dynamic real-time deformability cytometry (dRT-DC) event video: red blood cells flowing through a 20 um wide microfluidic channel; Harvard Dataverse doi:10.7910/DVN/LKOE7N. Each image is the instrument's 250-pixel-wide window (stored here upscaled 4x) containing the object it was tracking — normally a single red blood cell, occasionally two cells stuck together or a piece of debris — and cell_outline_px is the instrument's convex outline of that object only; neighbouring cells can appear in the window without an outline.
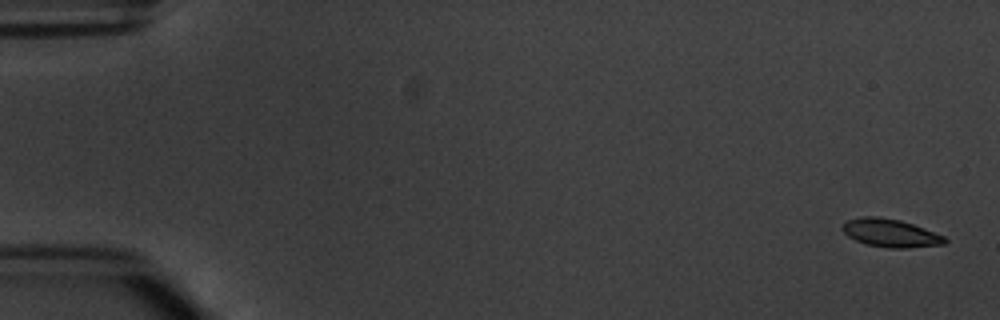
{"species": "common noctule bat (a hibernating species)", "species_latin": "Nyctalus noctula", "temperature_condition": "warm", "stored_images_in_passage": 5, "camera_frame_rate_fps": 3000, "um_per_image_px": 0.085, "animal": {"sex": "male", "body_mass_g": 20.1, "forearm_length_mm": 53.5}, "frame": {"image": 1, "passage_image": 1, "time_ms": 0.0, "image_size_px": [1000, 320], "cell_outline_px": [[948, 240], [944, 244], [908, 248], [888, 248], [868, 244], [856, 240], [848, 236], [840, 228], [848, 220], [860, 216], [880, 216], [900, 220], [924, 228], [944, 236]], "centroid_in_image_um": [75.69, 19.8], "position_along_channel_um": 9.3, "area_um2": 16.7}}
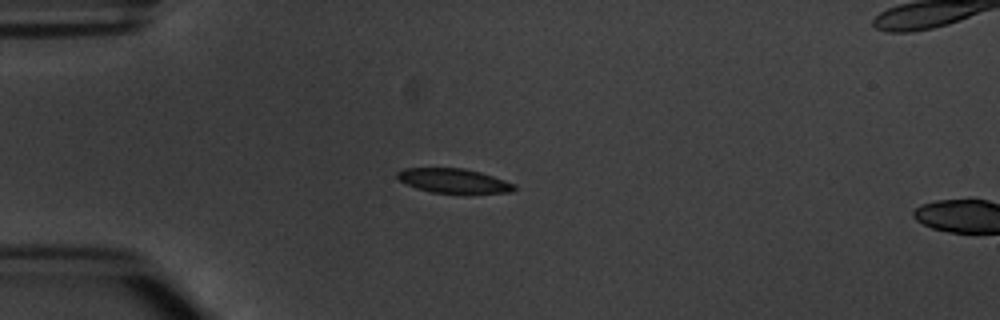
{"frame": {"image": 2, "passage_image": 4, "time_ms": 4.333, "image_size_px": [1000, 320], "cell_outline_px": [[516, 188], [512, 192], [468, 196], [432, 192], [416, 188], [400, 180], [396, 176], [396, 172], [404, 168], [464, 168], [480, 172], [516, 184]], "centroid_in_image_um": [38.63, 15.42], "position_along_channel_um": 46.4, "area_um2": 17.4}}